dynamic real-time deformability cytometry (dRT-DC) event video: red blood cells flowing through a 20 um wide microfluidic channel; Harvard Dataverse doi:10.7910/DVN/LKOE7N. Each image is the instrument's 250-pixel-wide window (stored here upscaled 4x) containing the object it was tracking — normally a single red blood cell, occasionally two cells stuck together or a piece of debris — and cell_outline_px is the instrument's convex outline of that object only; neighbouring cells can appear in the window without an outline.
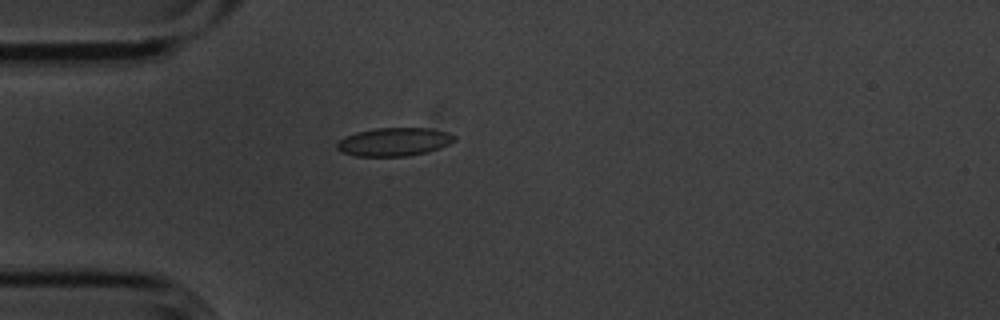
{"species": "common noctule bat (a hibernating species)", "species_latin": "Nyctalus noctula", "temperature_condition": "cold", "stored_images_in_passage": 4, "camera_frame_rate_fps": 3000, "um_per_image_px": 0.085, "animal": {"sex": "male", "body_mass_g": 20.1, "forearm_length_mm": 53.5}, "frame": {"image": 1, "passage_image": 4, "time_ms": 1.0, "image_size_px": [1000, 320], "cell_outline_px": [[456, 140], [440, 148], [428, 152], [408, 156], [356, 156], [340, 152], [336, 148], [336, 144], [340, 140], [356, 132], [376, 128], [428, 128], [448, 132], [456, 136]], "centroid_in_image_um": [33.52, 12.06], "position_along_channel_um": 51.5, "area_um2": 19.42}}